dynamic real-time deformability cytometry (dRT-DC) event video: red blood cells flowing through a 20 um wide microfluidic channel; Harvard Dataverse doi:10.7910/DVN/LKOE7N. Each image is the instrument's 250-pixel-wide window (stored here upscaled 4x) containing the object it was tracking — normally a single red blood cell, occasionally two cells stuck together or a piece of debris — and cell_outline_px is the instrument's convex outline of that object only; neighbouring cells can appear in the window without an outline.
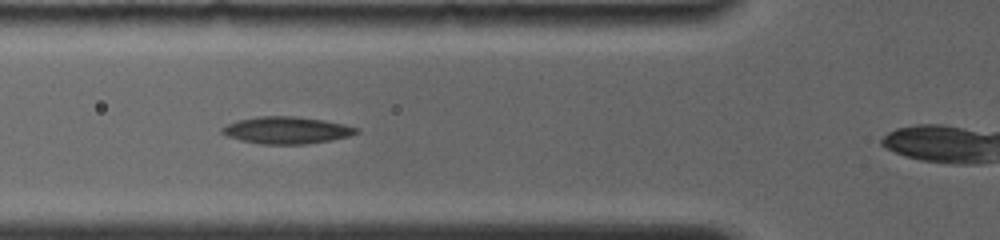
{"species": "common noctule bat (a hibernating species)", "species_latin": "Nyctalus noctula", "temperature_condition": "room temperature", "stored_images_in_passage": 7, "segment_of_instrument_passage": [1, 2], "camera_frame_rate_fps": 4000, "um_per_image_px": 0.085, "animal": {"sex": "female", "body_mass_g": 19.0, "forearm_length_mm": 56.7}, "frame": {"image": 1, "passage_image": 5, "time_ms": 3.0, "image_size_px": [1000, 240], "cell_outline_px": [[360, 132], [348, 136], [332, 140], [304, 144], [260, 144], [240, 140], [228, 136], [220, 132], [220, 128], [228, 124], [240, 120], [260, 116], [292, 116], [320, 120], [344, 124], [356, 128]], "centroid_in_image_um": [24.34, 11.08], "position_along_channel_um": 101.5, "area_um2": 20.87}}